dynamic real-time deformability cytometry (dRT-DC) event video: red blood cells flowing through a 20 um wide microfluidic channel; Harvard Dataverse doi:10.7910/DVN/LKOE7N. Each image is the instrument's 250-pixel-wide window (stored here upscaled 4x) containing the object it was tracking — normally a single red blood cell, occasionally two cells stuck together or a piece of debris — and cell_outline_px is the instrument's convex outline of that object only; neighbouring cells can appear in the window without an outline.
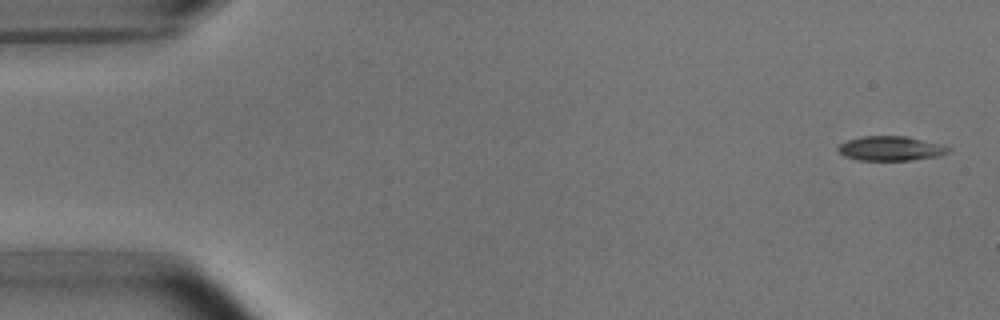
{"species": "common noctule bat (a hibernating species)", "species_latin": "Nyctalus noctula", "temperature_condition": "room temperature", "stored_images_in_passage": 6, "camera_frame_rate_fps": 3000, "um_per_image_px": 0.085, "animal": {"sex": "male", "body_mass_g": 15.6}, "frame": {"image": 1, "passage_image": 1, "time_ms": 0.0, "image_size_px": [1000, 320], "cell_outline_px": [[952, 148], [948, 152], [940, 156], [912, 160], [856, 160], [844, 156], [836, 148], [840, 144], [848, 140], [864, 136], [908, 136], [944, 144]], "centroid_in_image_um": [75.76, 12.61], "position_along_channel_um": 9.2, "area_um2": 15.95}}
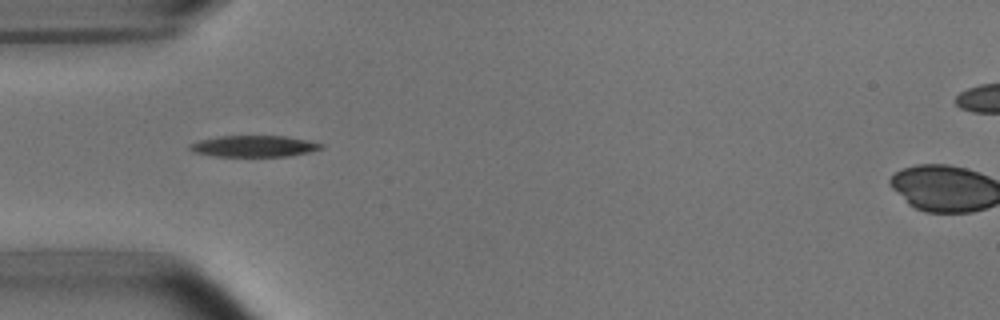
{"frame": {"image": 2, "passage_image": 5, "time_ms": 1.333, "image_size_px": [1000, 320], "cell_outline_px": [[324, 148], [308, 152], [288, 156], [216, 156], [192, 152], [188, 148], [188, 144], [200, 140], [220, 136], [288, 136], [324, 144]], "centroid_in_image_um": [21.57, 12.42], "position_along_channel_um": 63.4, "area_um2": 16.3}}